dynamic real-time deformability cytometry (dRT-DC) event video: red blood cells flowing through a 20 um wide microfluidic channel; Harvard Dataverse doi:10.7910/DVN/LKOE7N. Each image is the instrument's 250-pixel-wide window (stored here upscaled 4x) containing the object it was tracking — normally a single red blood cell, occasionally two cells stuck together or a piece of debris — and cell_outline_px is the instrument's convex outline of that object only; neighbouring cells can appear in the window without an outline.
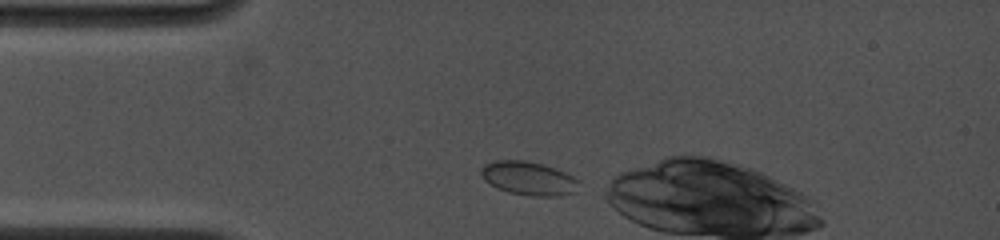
{"species": "common noctule bat (a hibernating species)", "species_latin": "Nyctalus noctula", "temperature_condition": "cold", "stored_images_in_passage": 25, "camera_frame_rate_fps": 4500, "um_per_image_px": 0.085, "animal": {"sex": "female", "body_mass_g": 19.0, "forearm_length_mm": 53.3}, "frame": {"image": 1, "passage_image": 1, "time_ms": 0.0, "image_size_px": [1000, 240], "cell_outline_px": [[580, 180], [576, 192], [560, 196], [532, 196], [508, 192], [496, 188], [484, 180], [480, 172], [480, 168], [484, 164], [496, 160], [524, 160], [544, 164], [556, 168]], "centroid_in_image_um": [44.93, 15.16], "position_along_channel_um": 40.1, "area_um2": 19.42}}
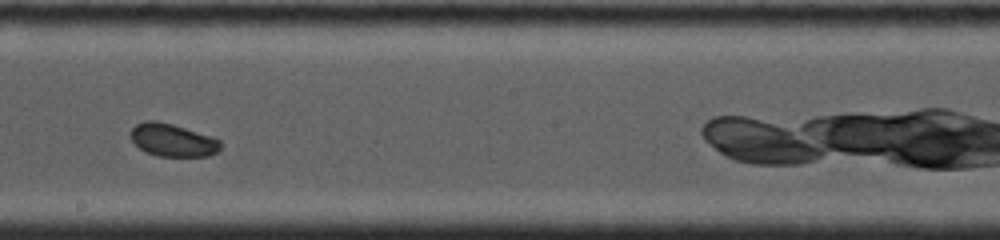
{"frame": {"image": 2, "passage_image": 13, "time_ms": 5.556, "image_size_px": [1000, 240], "cell_outline_px": [[220, 148], [216, 152], [208, 156], [156, 156], [144, 152], [128, 136], [128, 132], [136, 124], [144, 120], [156, 120], [172, 124], [212, 136], [220, 140]], "centroid_in_image_um": [14.62, 11.9], "position_along_channel_um": 233.6, "area_um2": 17.34}}
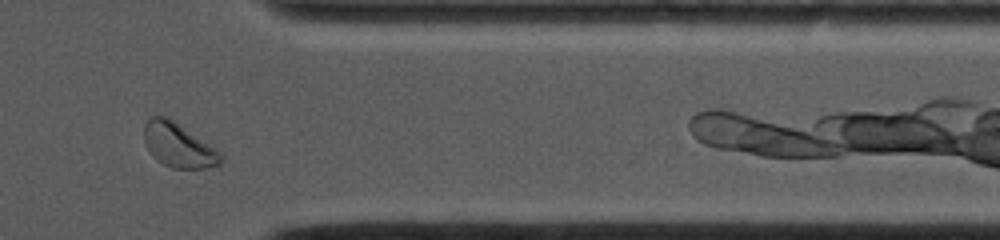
{"frame": {"image": 3, "passage_image": 22, "time_ms": 9.778, "image_size_px": [1000, 240], "cell_outline_px": [[224, 160], [220, 164], [208, 168], [172, 168], [156, 160], [152, 156], [144, 144], [144, 124], [152, 116], [168, 116], [220, 152], [224, 156]], "centroid_in_image_um": [15.15, 12.35], "position_along_channel_um": 396.3, "area_um2": 19.83}, "authors_computed_cell_mechanics": {"area_um2": 17.918, "velocity_mm_per_s": 3.8906, "shape_relaxation_time_tau1_ms": 1.9988, "shape_relaxation_time_tau2_ms": null, "deformation_change_tau1": 0.0286, "deformation_change_tau2": null}}